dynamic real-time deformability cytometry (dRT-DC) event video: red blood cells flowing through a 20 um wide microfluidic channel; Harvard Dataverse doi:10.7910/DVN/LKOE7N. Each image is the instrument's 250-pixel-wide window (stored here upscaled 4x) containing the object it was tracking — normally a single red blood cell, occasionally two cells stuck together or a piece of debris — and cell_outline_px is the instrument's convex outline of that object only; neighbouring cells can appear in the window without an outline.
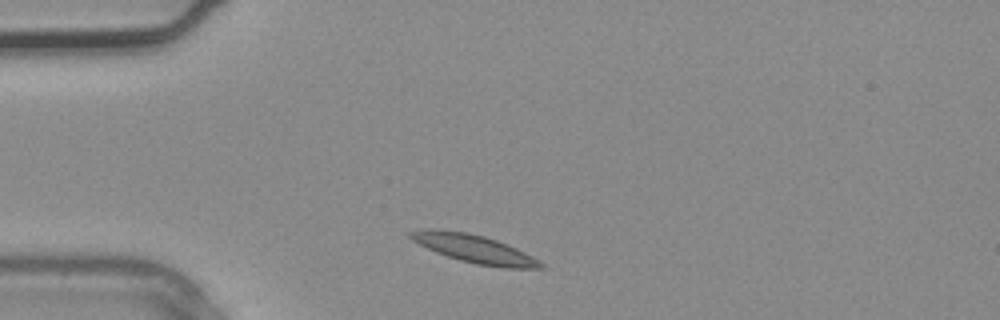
{"species": "common noctule bat (a hibernating species)", "species_latin": "Nyctalus noctula", "temperature_condition": "warm", "stored_images_in_passage": 1, "camera_frame_rate_fps": 3000, "um_per_image_px": 0.085, "animal": {"sex": "male", "body_mass_g": 20.4}, "frame": {"image": 1, "passage_image": 1, "time_ms": 0.0, "image_size_px": [1000, 320], "cell_outline_px": [[548, 268], [504, 268], [476, 264], [460, 260], [436, 252], [412, 240], [408, 236], [408, 232], [428, 228], [440, 228], [468, 232], [484, 236], [508, 244], [532, 256], [544, 264]], "centroid_in_image_um": [40.31, 21.13], "position_along_channel_um": 44.7, "area_um2": 21.44}}